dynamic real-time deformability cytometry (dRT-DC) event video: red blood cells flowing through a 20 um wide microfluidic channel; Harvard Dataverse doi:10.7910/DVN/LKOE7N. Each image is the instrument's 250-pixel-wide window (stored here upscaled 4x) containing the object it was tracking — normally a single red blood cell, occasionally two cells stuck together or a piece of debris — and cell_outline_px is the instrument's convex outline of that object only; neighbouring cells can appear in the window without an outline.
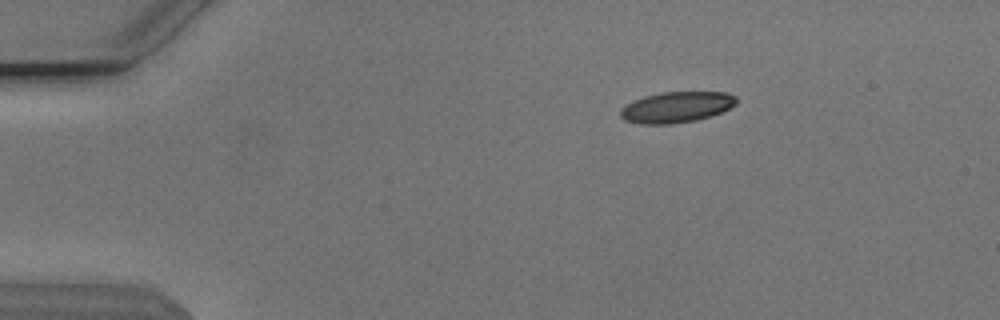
{"species": "Egyptian fruit bat (a non-hibernating species)", "species_latin": "Rousettus aegyptiacus", "temperature_condition": "cold", "stored_images_in_passage": 46, "camera_frame_rate_fps": 3000, "um_per_image_px": 0.085, "animal": {"sex": "male"}, "frame": {"image": 1, "passage_image": 1, "time_ms": 0.0, "image_size_px": [1000, 320], "cell_outline_px": [[736, 104], [720, 112], [696, 120], [672, 124], [640, 124], [624, 120], [620, 116], [620, 108], [624, 104], [632, 100], [644, 96], [664, 92], [728, 92], [736, 96]], "centroid_in_image_um": [57.44, 9.1], "position_along_channel_um": 27.6, "area_um2": 20.92}}
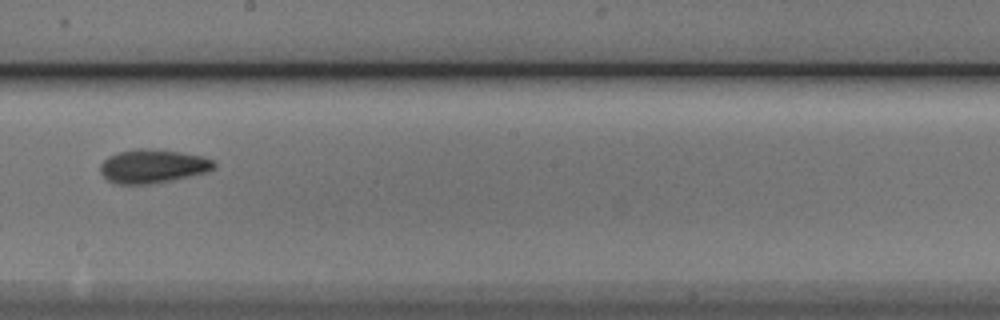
{"frame": {"image": 2, "passage_image": 23, "time_ms": 7.333, "image_size_px": [1000, 320], "cell_outline_px": [[216, 168], [208, 172], [172, 180], [148, 184], [116, 184], [108, 180], [100, 172], [100, 164], [108, 156], [120, 152], [136, 148], [152, 148], [180, 152], [204, 156], [212, 160], [216, 164]], "centroid_in_image_um": [13.0, 14.12], "position_along_channel_um": 235.2, "area_um2": 22.48}}
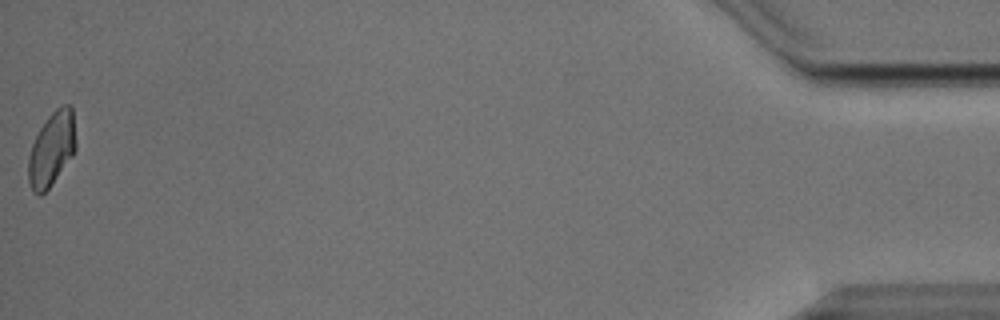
{"frame": {"image": 3, "passage_image": 46, "time_ms": 15.0, "image_size_px": [1000, 320], "cell_outline_px": [[76, 148], [72, 156], [52, 184], [40, 196], [32, 192], [28, 180], [28, 156], [32, 144], [40, 128], [48, 116], [60, 104], [68, 104], [72, 108], [76, 144]], "centroid_in_image_um": [4.38, 12.67], "position_along_channel_um": 430.8, "area_um2": 20.52}, "authors_computed_cell_mechanics": {"area_um2": 21.097, "velocity_mm_per_s": 3.8012, "shape_relaxation_time_tau1_ms": 6.889, "shape_relaxation_time_tau2_ms": 3.9332, "deformation_change_tau1": 0.1504, "deformation_change_tau2": 0.0866}}